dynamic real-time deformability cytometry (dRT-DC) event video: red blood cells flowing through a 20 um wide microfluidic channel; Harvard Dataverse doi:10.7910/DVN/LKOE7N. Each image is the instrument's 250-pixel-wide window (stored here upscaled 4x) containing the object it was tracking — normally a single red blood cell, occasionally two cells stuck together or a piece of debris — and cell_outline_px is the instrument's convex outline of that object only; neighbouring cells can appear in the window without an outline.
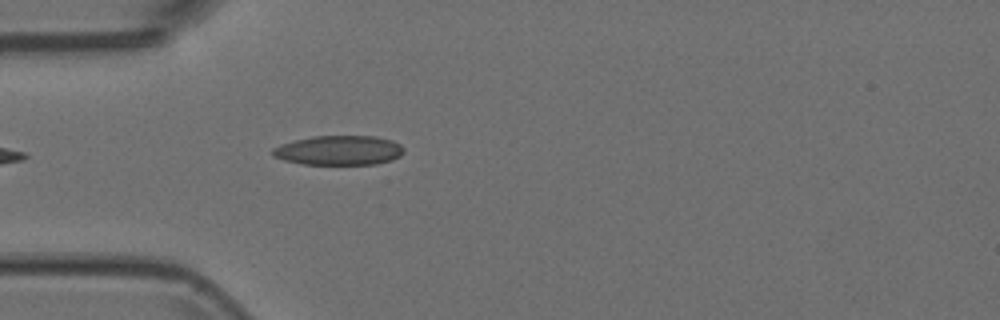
{"species": "Egyptian fruit bat (a non-hibernating species)", "species_latin": "Rousettus aegyptiacus", "temperature_condition": "room temperature", "stored_images_in_passage": 5, "camera_frame_rate_fps": 3000, "um_per_image_px": 0.085, "animal": {"sex": "female"}, "frame": {"image": 1, "passage_image": 5, "time_ms": 1.333, "image_size_px": [1000, 320], "cell_outline_px": [[404, 152], [400, 156], [392, 160], [376, 164], [304, 164], [284, 160], [272, 156], [272, 148], [280, 144], [312, 136], [376, 136], [392, 140], [400, 144], [404, 148]], "centroid_in_image_um": [28.82, 12.77], "position_along_channel_um": 56.2, "area_um2": 22.66}}